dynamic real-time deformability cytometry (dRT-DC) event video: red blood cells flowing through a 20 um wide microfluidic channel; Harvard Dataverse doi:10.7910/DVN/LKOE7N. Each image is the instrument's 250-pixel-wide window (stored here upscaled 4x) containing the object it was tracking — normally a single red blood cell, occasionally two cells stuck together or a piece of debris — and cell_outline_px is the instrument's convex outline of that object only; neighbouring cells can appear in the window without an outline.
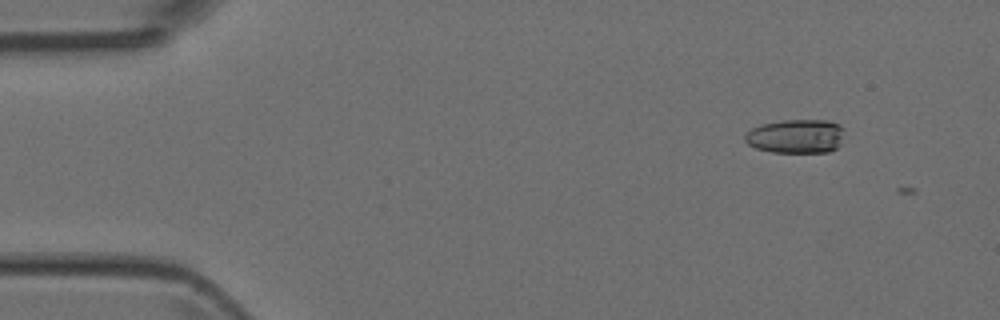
{"species": "Egyptian fruit bat (a non-hibernating species)", "species_latin": "Rousettus aegyptiacus", "temperature_condition": "room temperature", "stored_images_in_passage": 3, "camera_frame_rate_fps": 3000, "um_per_image_px": 0.085, "animal": {"sex": "female"}, "frame": {"image": 1, "passage_image": 2, "time_ms": 0.333, "image_size_px": [1000, 320], "cell_outline_px": [[844, 128], [840, 144], [836, 148], [828, 152], [772, 152], [756, 148], [748, 144], [744, 140], [744, 136], [752, 128], [760, 124], [784, 120], [828, 120], [840, 124]], "centroid_in_image_um": [67.66, 11.57], "position_along_channel_um": 17.3, "area_um2": 19.77}}